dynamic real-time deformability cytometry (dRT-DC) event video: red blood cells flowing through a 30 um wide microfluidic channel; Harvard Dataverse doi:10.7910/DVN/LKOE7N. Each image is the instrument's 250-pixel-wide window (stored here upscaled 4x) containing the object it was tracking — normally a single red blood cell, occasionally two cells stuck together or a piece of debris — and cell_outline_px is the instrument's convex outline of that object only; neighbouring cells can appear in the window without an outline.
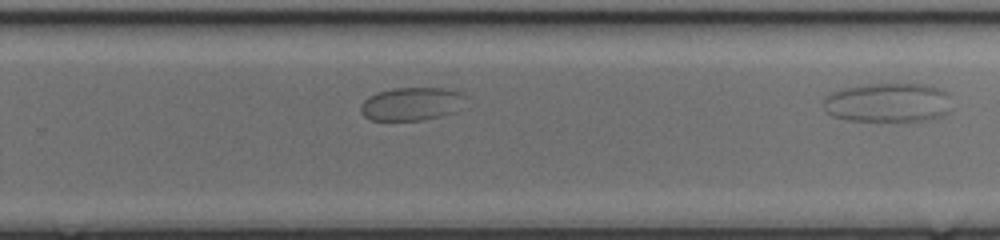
{"species": "common noctule bat (a hibernating species)", "species_latin": "Nyctalus noctula", "temperature_condition": "cold", "stored_images_in_passage": 27, "camera_frame_rate_fps": 3000, "um_per_image_px": 0.085, "animal": {"sex": "female", "body_mass_g": 17.0, "forearm_length_mm": 48.0}, "frame": {"image": 1, "passage_image": 23, "time_ms": 7.333, "image_size_px": [1000, 240], "cell_outline_px": [[468, 96], [456, 112], [440, 116], [420, 120], [372, 120], [364, 116], [360, 112], [360, 108], [364, 100], [368, 96], [376, 92], [392, 88], [440, 88], [460, 92]], "centroid_in_image_um": [34.97, 8.82], "position_along_channel_um": 294.8, "area_um2": 20.35}}